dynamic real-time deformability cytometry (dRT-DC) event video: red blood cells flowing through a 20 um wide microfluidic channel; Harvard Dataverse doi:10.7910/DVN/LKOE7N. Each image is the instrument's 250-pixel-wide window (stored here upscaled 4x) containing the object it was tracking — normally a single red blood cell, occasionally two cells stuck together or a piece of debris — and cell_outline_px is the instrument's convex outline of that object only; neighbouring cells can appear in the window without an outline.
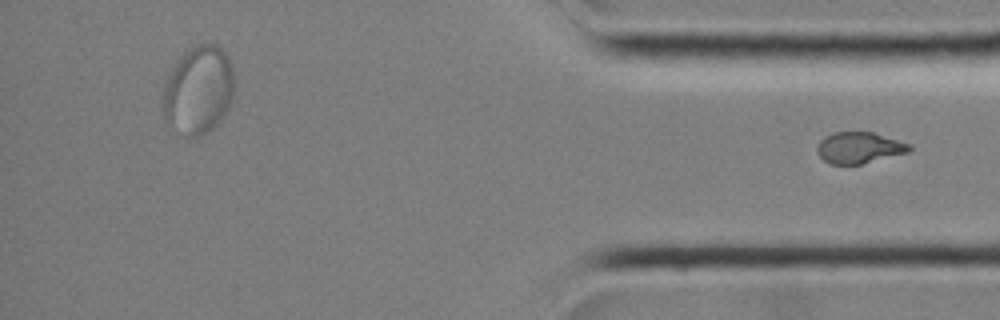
{"species": "common noctule bat (a hibernating species)", "species_latin": "Nyctalus noctula", "temperature_condition": "room temperature", "stored_images_in_passage": 29, "segment_of_instrument_passage": [2, 2], "camera_frame_rate_fps": 3000, "um_per_image_px": 0.085, "animal": {"sex": "female", "body_mass_g": 19.0, "forearm_length_mm": 51.5}, "frame": {"image": 1, "passage_image": 29, "time_ms": 9.333, "image_size_px": [1000, 320], "cell_outline_px": [[912, 148], [908, 152], [860, 164], [832, 164], [824, 160], [816, 152], [816, 148], [820, 140], [824, 136], [832, 132], [872, 132], [912, 144]], "centroid_in_image_um": [73.01, 12.54], "position_along_channel_um": 362.2, "area_um2": 16.76}}